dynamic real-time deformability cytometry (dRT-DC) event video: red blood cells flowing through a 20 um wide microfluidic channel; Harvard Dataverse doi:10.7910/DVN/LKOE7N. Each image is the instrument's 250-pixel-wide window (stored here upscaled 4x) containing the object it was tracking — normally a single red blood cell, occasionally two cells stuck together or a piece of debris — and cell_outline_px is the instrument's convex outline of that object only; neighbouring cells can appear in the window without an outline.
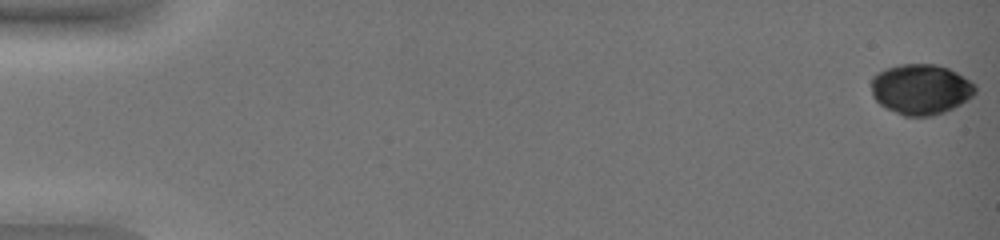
{"species": "common noctule bat (a hibernating species)", "species_latin": "Nyctalus noctula", "temperature_condition": "warm", "stored_images_in_passage": 52, "camera_frame_rate_fps": 3000, "um_per_image_px": 0.085, "animal": {"sex": "female", "body_mass_g": 19.0, "forearm_length_mm": 51.5}, "frame": {"image": 1, "passage_image": 1, "time_ms": 0.0, "image_size_px": [1000, 240], "cell_outline_px": [[976, 92], [968, 100], [944, 112], [932, 116], [904, 116], [884, 108], [872, 96], [872, 76], [876, 72], [884, 68], [900, 64], [936, 64], [948, 68], [964, 76], [976, 84]], "centroid_in_image_um": [78.26, 7.58], "position_along_channel_um": 6.7, "area_um2": 30.87}}
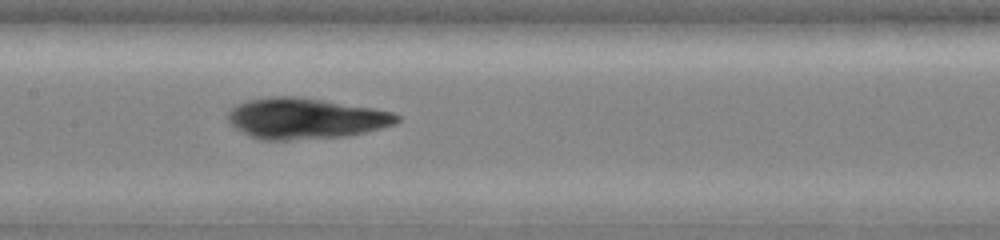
{"frame": {"image": 2, "passage_image": 29, "time_ms": 9.333, "image_size_px": [1000, 240], "cell_outline_px": [[400, 120], [396, 124], [384, 128], [344, 136], [288, 140], [260, 140], [248, 136], [236, 128], [228, 120], [228, 112], [236, 104], [248, 100], [264, 96], [296, 96], [372, 108], [396, 112], [400, 116]], "centroid_in_image_um": [25.96, 10.07], "position_along_channel_um": 181.4, "area_um2": 40.34}}
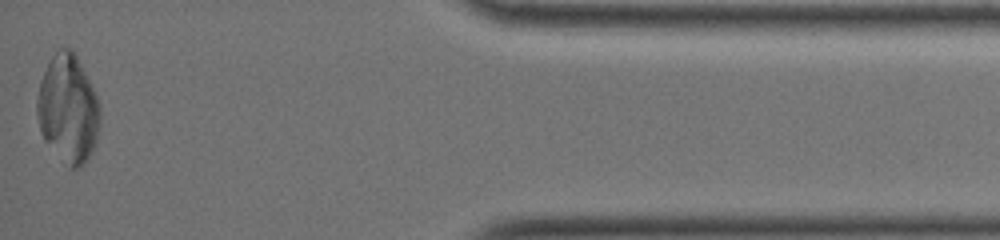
{"frame": {"image": 3, "passage_image": 52, "time_ms": 17.0, "image_size_px": [1000, 240], "cell_outline_px": [[100, 124], [96, 144], [92, 152], [84, 164], [80, 168], [68, 168], [44, 140], [40, 132], [36, 116], [36, 100], [40, 80], [52, 56], [60, 48], [72, 48], [76, 52], [96, 96], [100, 108]], "centroid_in_image_um": [5.78, 9.28], "position_along_channel_um": 429.4, "area_um2": 40.11}}